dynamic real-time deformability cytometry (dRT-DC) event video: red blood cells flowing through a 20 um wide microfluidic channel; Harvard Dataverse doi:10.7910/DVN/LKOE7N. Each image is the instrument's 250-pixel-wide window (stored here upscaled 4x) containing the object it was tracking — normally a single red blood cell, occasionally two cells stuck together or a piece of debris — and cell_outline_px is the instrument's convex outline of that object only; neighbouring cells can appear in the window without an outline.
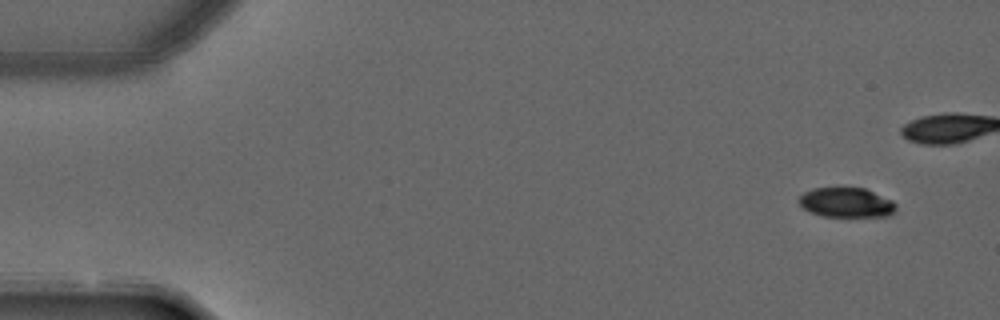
{"species": "common noctule bat (a hibernating species)", "species_latin": "Nyctalus noctula", "temperature_condition": "warm", "stored_images_in_passage": 4, "camera_frame_rate_fps": 3000, "um_per_image_px": 0.085, "animal": {"sex": "male", "forearm_length_mm": 52.5}, "frame": {"image": 1, "passage_image": 1, "time_ms": 0.0, "image_size_px": [1000, 320], "cell_outline_px": [[896, 212], [888, 216], [824, 216], [808, 212], [796, 200], [804, 192], [812, 188], [864, 188], [892, 200], [896, 204]], "centroid_in_image_um": [71.93, 17.22], "position_along_channel_um": 13.1, "area_um2": 16.82}}